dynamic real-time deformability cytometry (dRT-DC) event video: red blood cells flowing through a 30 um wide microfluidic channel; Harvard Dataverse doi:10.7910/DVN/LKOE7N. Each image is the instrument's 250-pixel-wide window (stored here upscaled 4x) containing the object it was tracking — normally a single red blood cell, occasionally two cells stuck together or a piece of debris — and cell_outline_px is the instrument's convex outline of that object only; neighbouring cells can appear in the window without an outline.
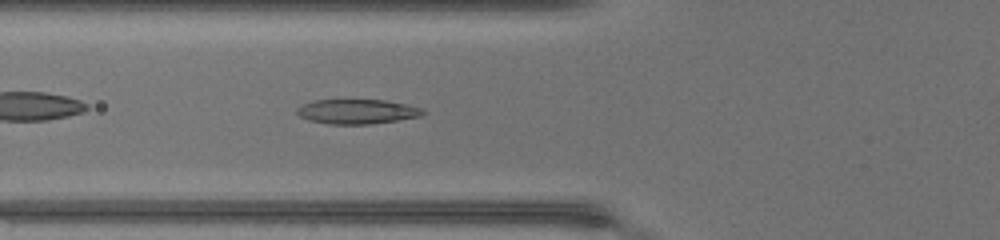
{"species": "common noctule bat (a hibernating species)", "species_latin": "Nyctalus noctula", "temperature_condition": "warm", "stored_images_in_passage": 32, "camera_frame_rate_fps": 3000, "um_per_image_px": 0.085, "animal": {"sex": "female", "body_mass_g": 17.0, "forearm_length_mm": 48.0}, "frame": {"image": 1, "passage_image": 3, "time_ms": 0.667, "image_size_px": [1000, 240], "cell_outline_px": [[424, 112], [420, 116], [372, 124], [328, 124], [308, 120], [300, 116], [296, 112], [296, 108], [300, 104], [312, 100], [384, 100], [404, 104], [420, 108]], "centroid_in_image_um": [30.25, 9.48], "position_along_channel_um": 95.5, "area_um2": 17.98}}
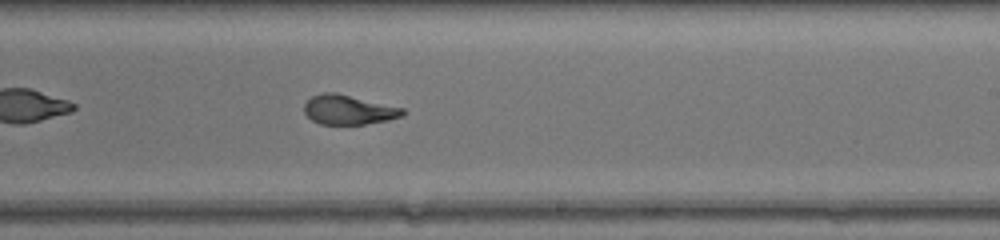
{"frame": {"image": 2, "passage_image": 14, "time_ms": 4.333, "image_size_px": [1000, 240], "cell_outline_px": [[404, 112], [400, 116], [388, 120], [364, 124], [320, 124], [312, 120], [304, 112], [304, 104], [312, 96], [324, 92], [336, 92], [404, 108]], "centroid_in_image_um": [29.6, 9.32], "position_along_channel_um": 259.4, "area_um2": 16.82}}
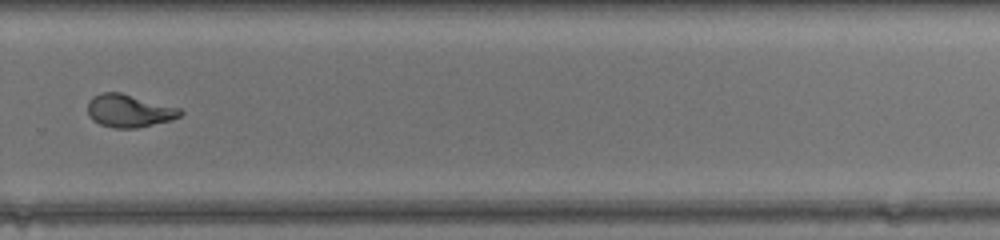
{"frame": {"image": 3, "passage_image": 18, "time_ms": 5.667, "image_size_px": [1000, 240], "cell_outline_px": [[184, 112], [180, 116], [168, 120], [136, 128], [116, 128], [100, 124], [92, 120], [88, 116], [88, 100], [92, 96], [100, 92], [120, 92], [180, 108]], "centroid_in_image_um": [10.93, 9.4], "position_along_channel_um": 318.9, "area_um2": 17.63}, "authors_computed_cell_mechanics": {"area_um2": 17.918, "velocity_mm_per_s": 4.4667, "shape_relaxation_time_tau1_ms": 9.58, "shape_relaxation_time_tau2_ms": 0.8915, "deformation_change_tau1": 0.3655, "deformation_change_tau2": 0.0644}}